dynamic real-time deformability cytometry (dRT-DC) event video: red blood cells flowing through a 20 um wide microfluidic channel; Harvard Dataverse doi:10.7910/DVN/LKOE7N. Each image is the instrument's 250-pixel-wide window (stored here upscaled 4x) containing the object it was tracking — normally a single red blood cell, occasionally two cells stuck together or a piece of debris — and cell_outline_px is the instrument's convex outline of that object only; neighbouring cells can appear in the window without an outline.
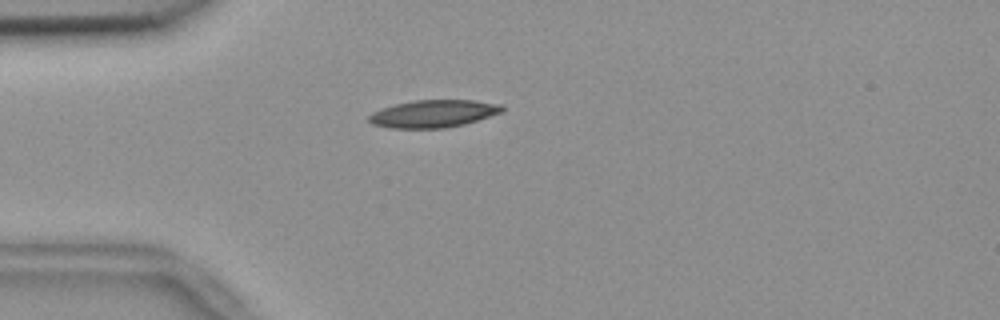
{"species": "common noctule bat (a hibernating species)", "species_latin": "Nyctalus noctula", "temperature_condition": "room temperature", "stored_images_in_passage": 55, "camera_frame_rate_fps": 3000, "um_per_image_px": 0.085, "animal": {"sex": "female", "body_mass_g": 18.4}, "frame": {"image": 1, "passage_image": 15, "time_ms": 4.667, "image_size_px": [1000, 320], "cell_outline_px": [[504, 112], [464, 124], [444, 128], [388, 128], [372, 124], [368, 120], [368, 116], [372, 112], [396, 104], [416, 100], [472, 100], [504, 104]], "centroid_in_image_um": [36.87, 9.66], "position_along_channel_um": 48.1, "area_um2": 21.39}}
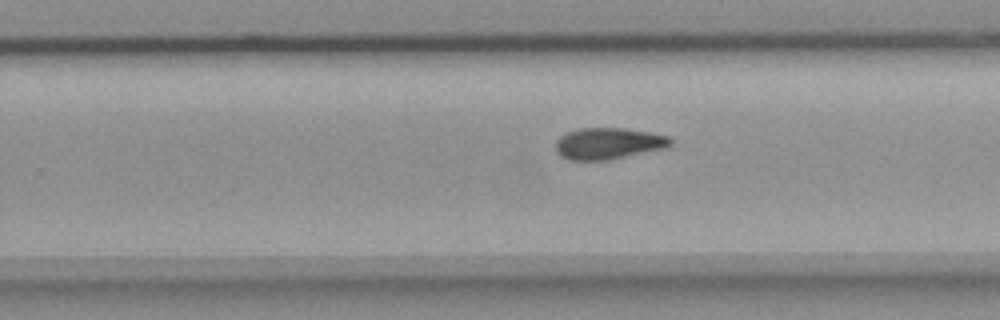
{"frame": {"image": 2, "passage_image": 35, "time_ms": 11.333, "image_size_px": [1000, 320], "cell_outline_px": [[672, 144], [664, 148], [608, 160], [568, 160], [560, 156], [556, 152], [556, 140], [564, 132], [576, 128], [624, 128], [648, 132], [668, 136], [672, 140]], "centroid_in_image_um": [51.65, 12.19], "position_along_channel_um": 278.2, "area_um2": 21.15}}
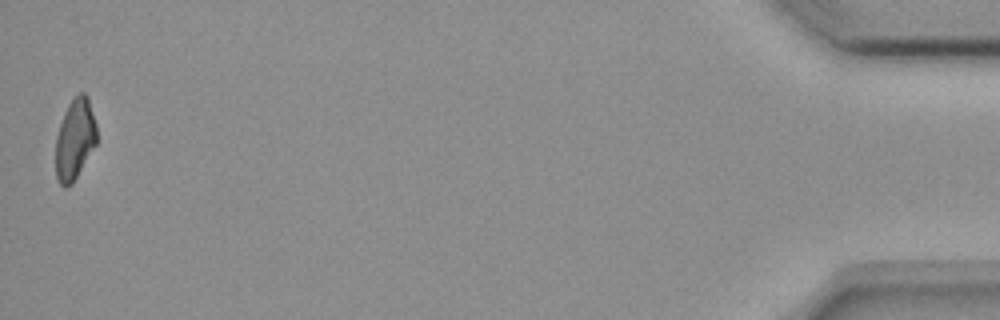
{"frame": {"image": 3, "passage_image": 55, "time_ms": 18.0, "image_size_px": [1000, 320], "cell_outline_px": [[96, 144], [72, 184], [64, 188], [56, 180], [56, 136], [64, 112], [68, 104], [80, 92], [84, 92], [88, 96], [96, 124]], "centroid_in_image_um": [6.36, 11.84], "position_along_channel_um": 428.8, "area_um2": 19.31}, "authors_computed_cell_mechanics": {"area_um2": 20.5768, "velocity_mm_per_s": 3.6612, "shape_relaxation_time_tau1_ms": 7.0915, "shape_relaxation_time_tau2_ms": null, "deformation_change_tau1": 0.1621, "deformation_change_tau2": null}}